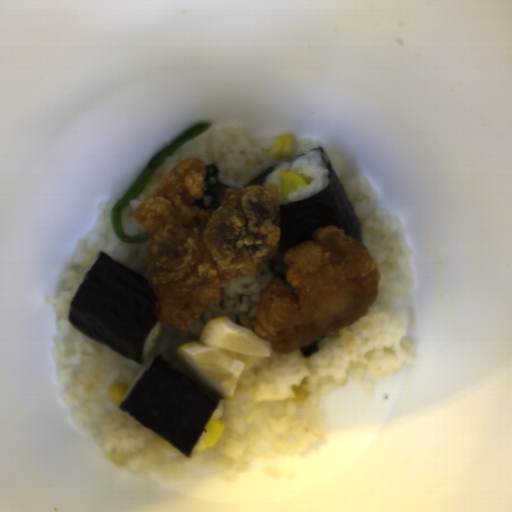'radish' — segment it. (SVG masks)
Masks as SVG:
<instances>
[{
    "mask_svg": "<svg viewBox=\"0 0 512 512\" xmlns=\"http://www.w3.org/2000/svg\"><path fill=\"white\" fill-rule=\"evenodd\" d=\"M163 330L160 328V329H157L155 335L153 336L154 339H157L161 334H162Z\"/></svg>",
    "mask_w": 512,
    "mask_h": 512,
    "instance_id": "obj_1",
    "label": "radish"
}]
</instances>
